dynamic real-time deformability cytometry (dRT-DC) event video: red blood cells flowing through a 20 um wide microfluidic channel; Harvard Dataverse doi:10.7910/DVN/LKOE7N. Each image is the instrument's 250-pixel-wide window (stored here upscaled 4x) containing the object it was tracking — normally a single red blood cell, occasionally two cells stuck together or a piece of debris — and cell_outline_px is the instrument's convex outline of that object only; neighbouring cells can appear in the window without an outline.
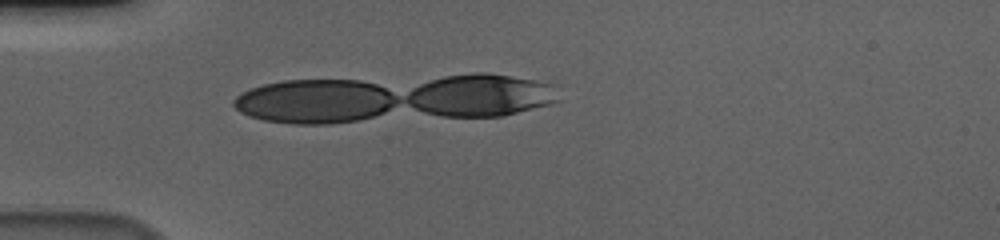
{"species": "human", "species_latin": "Homo sapiens", "temperature_condition": "cold", "stored_images_in_passage": 12, "segment_of_instrument_passage": [2, 2], "camera_frame_rate_fps": 3000, "um_per_image_px": 0.085, "donor": {"sex": "male"}, "frame": {"image": 1, "passage_image": 9, "time_ms": 2.667, "image_size_px": [1000, 240], "cell_outline_px": [[388, 104], [380, 112], [368, 116], [348, 120], [276, 120], [260, 116], [248, 112], [240, 108], [236, 104], [248, 92], [260, 88], [276, 84], [304, 80], [348, 80], [372, 84], [388, 92]], "centroid_in_image_um": [26.84, 8.55], "position_along_channel_um": 58.2, "area_um2": 35.89}}